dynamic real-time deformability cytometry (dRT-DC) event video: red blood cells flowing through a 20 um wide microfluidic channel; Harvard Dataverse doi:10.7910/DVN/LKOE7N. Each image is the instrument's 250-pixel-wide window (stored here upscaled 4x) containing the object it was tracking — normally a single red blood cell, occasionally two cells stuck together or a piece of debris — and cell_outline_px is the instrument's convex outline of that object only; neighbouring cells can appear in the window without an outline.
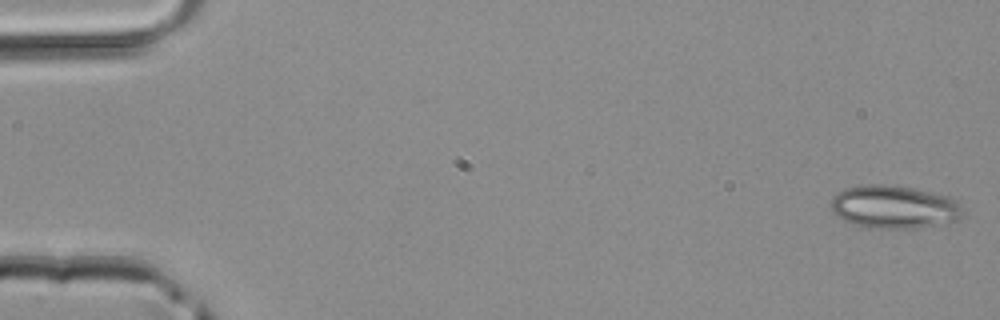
{"species": "common noctule bat (a hibernating species)", "species_latin": "Nyctalus noctula", "temperature_condition": "room temperature", "stored_images_in_passage": 3, "camera_frame_rate_fps": 3000, "um_per_image_px": 0.085, "animal": {"sex": "male", "body_mass_g": 20.4}, "frame": {"image": 1, "passage_image": 1, "time_ms": 0.0, "image_size_px": [1000, 320], "cell_outline_px": [[964, 212], [960, 220], [948, 224], [912, 228], [868, 228], [852, 224], [844, 220], [832, 212], [832, 196], [844, 188], [868, 184], [884, 184], [912, 188], [952, 196]], "centroid_in_image_um": [76.03, 17.6], "position_along_channel_um": 9.0, "area_um2": 33.47}}